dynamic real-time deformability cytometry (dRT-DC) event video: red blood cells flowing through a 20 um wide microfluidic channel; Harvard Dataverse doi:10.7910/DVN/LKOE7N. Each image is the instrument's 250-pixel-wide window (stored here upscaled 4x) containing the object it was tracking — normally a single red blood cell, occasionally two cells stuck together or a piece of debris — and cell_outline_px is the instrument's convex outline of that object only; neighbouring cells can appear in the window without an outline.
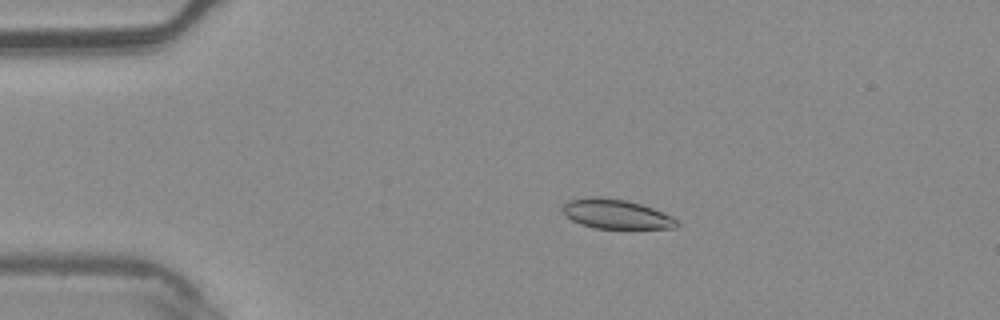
{"species": "common noctule bat (a hibernating species)", "species_latin": "Nyctalus noctula", "temperature_condition": "warm", "stored_images_in_passage": 6, "camera_frame_rate_fps": 3000, "um_per_image_px": 0.085, "animal": {"sex": "male", "body_mass_g": 20.4}, "frame": {"image": 1, "passage_image": 1, "time_ms": 0.0, "image_size_px": [1000, 320], "cell_outline_px": [[680, 224], [676, 228], [596, 228], [580, 224], [572, 220], [560, 208], [568, 200], [588, 196], [596, 196], [628, 200], [652, 208], [672, 216]], "centroid_in_image_um": [52.35, 18.18], "position_along_channel_um": 32.6, "area_um2": 19.59}}
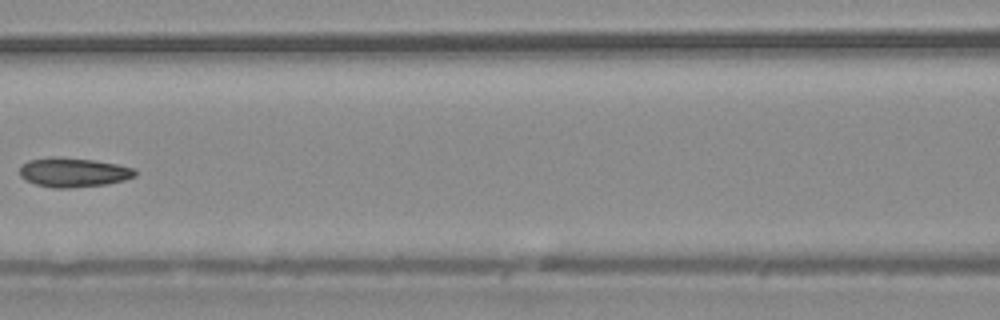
{"frame": {"image": 2, "passage_image": 5, "time_ms": 1.333, "image_size_px": [1000, 320], "cell_outline_px": [[136, 176], [124, 180], [108, 184], [68, 188], [52, 188], [36, 184], [24, 180], [20, 176], [20, 168], [28, 160], [48, 156], [56, 156], [92, 160], [116, 164], [136, 168]], "centroid_in_image_um": [6.23, 14.65], "position_along_channel_um": 160.4, "area_um2": 19.88}}
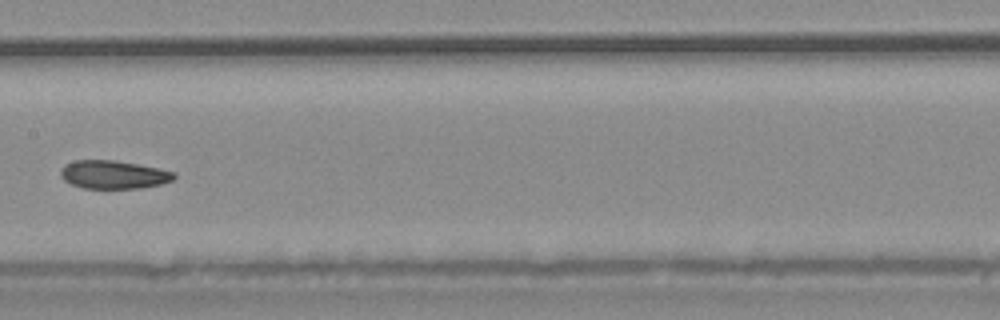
{"frame": {"image": 3, "passage_image": 6, "time_ms": 1.667, "image_size_px": [1000, 320], "cell_outline_px": [[176, 176], [172, 180], [160, 184], [140, 188], [84, 188], [72, 184], [64, 180], [60, 176], [60, 172], [64, 164], [76, 160], [112, 160], [160, 168], [176, 172]], "centroid_in_image_um": [9.65, 14.84], "position_along_channel_um": 197.8, "area_um2": 18.61}}